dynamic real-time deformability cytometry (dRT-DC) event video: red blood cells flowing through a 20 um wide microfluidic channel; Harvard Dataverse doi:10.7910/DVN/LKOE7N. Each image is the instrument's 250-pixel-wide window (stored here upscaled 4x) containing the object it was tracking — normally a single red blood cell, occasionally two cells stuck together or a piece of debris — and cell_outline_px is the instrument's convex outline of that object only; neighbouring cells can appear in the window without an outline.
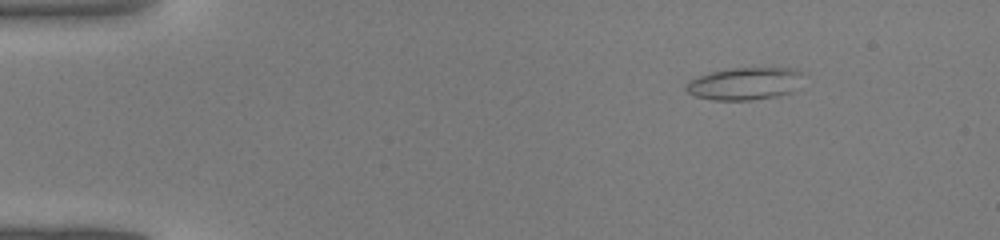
{"species": "common noctule bat (a hibernating species)", "species_latin": "Nyctalus noctula", "temperature_condition": "warm", "stored_images_in_passage": 39, "camera_frame_rate_fps": 3000, "um_per_image_px": 0.085, "animal": {"sex": "male", "body_mass_g": 19.0, "forearm_length_mm": 50.8}, "frame": {"image": 1, "passage_image": 1, "time_ms": 0.0, "image_size_px": [1000, 240], "cell_outline_px": [[808, 72], [792, 92], [776, 96], [752, 100], [712, 100], [696, 96], [688, 92], [684, 88], [688, 80], [712, 72], [736, 68], [796, 68]], "centroid_in_image_um": [63.37, 7.1], "position_along_channel_um": 21.6, "area_um2": 22.31}}
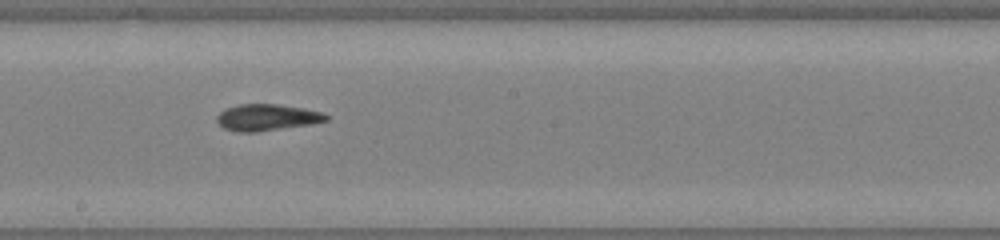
{"frame": {"image": 2, "passage_image": 20, "time_ms": 6.333, "image_size_px": [1000, 240], "cell_outline_px": [[328, 120], [308, 124], [256, 132], [240, 132], [224, 128], [216, 120], [216, 116], [224, 108], [240, 104], [280, 104], [304, 108], [320, 112], [328, 116]], "centroid_in_image_um": [22.64, 9.96], "position_along_channel_um": 225.6, "area_um2": 16.7}}
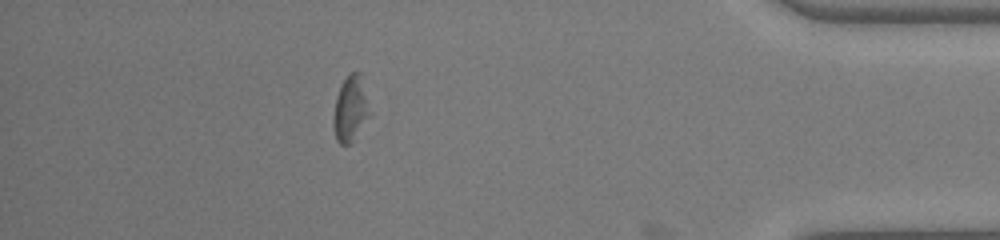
{"frame": {"image": 3, "passage_image": 34, "time_ms": 11.0, "image_size_px": [1000, 240], "cell_outline_px": [[372, 116], [352, 144], [340, 144], [336, 140], [332, 124], [332, 120], [336, 96], [340, 84], [352, 72], [360, 72], [372, 112]], "centroid_in_image_um": [29.82, 9.31], "position_along_channel_um": 405.4, "area_um2": 14.57}}